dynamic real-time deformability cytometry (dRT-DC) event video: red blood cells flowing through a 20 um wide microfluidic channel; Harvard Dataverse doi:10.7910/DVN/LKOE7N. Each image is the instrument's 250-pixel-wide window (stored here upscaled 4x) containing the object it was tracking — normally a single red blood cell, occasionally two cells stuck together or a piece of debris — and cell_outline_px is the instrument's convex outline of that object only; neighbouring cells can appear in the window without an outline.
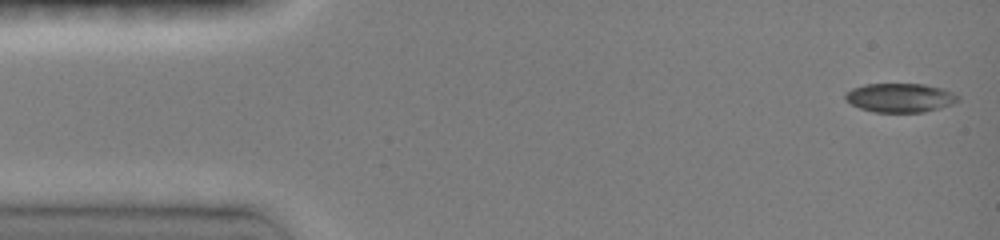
{"species": "common noctule bat (a hibernating species)", "species_latin": "Nyctalus noctula", "temperature_condition": "room temperature", "stored_images_in_passage": 46, "camera_frame_rate_fps": 3000, "um_per_image_px": 0.085, "animal": {"sex": "female", "body_mass_g": 19.0, "forearm_length_mm": 51.5}, "frame": {"image": 1, "passage_image": 1, "time_ms": 0.0, "image_size_px": [1000, 240], "cell_outline_px": [[960, 100], [952, 104], [940, 108], [924, 112], [872, 112], [860, 108], [844, 100], [844, 92], [852, 88], [864, 84], [924, 84], [944, 88], [960, 96]], "centroid_in_image_um": [76.5, 8.3], "position_along_channel_um": 8.5, "area_um2": 19.31}}
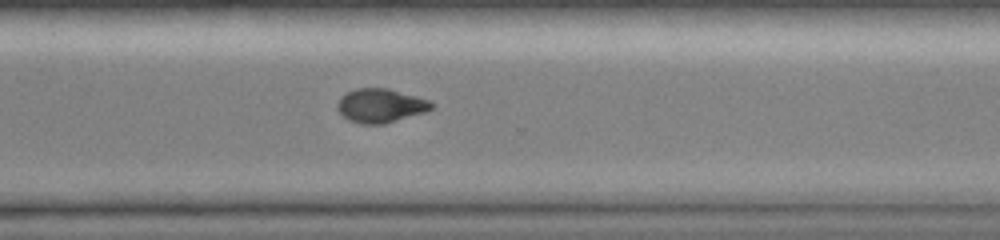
{"frame": {"image": 2, "passage_image": 34, "time_ms": 10.667, "image_size_px": [1000, 240], "cell_outline_px": [[436, 104], [432, 108], [424, 112], [384, 124], [360, 124], [348, 120], [336, 108], [340, 96], [356, 88], [388, 88], [416, 96], [428, 100]], "centroid_in_image_um": [32.33, 8.98], "position_along_channel_um": 338.3, "area_um2": 18.55}}
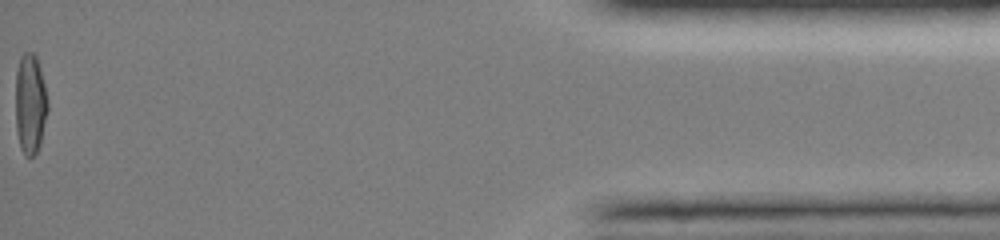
{"frame": {"image": 3, "passage_image": 46, "time_ms": 15.0, "image_size_px": [1000, 240], "cell_outline_px": [[48, 108], [40, 144], [36, 152], [32, 156], [28, 156], [20, 148], [16, 132], [16, 72], [20, 56], [24, 52], [32, 52], [36, 56], [40, 68], [44, 84], [48, 104]], "centroid_in_image_um": [2.56, 8.81], "position_along_channel_um": 432.6, "area_um2": 18.67}, "authors_computed_cell_mechanics": {"area_um2": 19.1029, "velocity_mm_per_s": 4.1406, "shape_relaxation_time_tau1_ms": 6.7015, "shape_relaxation_time_tau2_ms": 4.3988, "deformation_change_tau1": 0.208, "deformation_change_tau2": 0.0581}}